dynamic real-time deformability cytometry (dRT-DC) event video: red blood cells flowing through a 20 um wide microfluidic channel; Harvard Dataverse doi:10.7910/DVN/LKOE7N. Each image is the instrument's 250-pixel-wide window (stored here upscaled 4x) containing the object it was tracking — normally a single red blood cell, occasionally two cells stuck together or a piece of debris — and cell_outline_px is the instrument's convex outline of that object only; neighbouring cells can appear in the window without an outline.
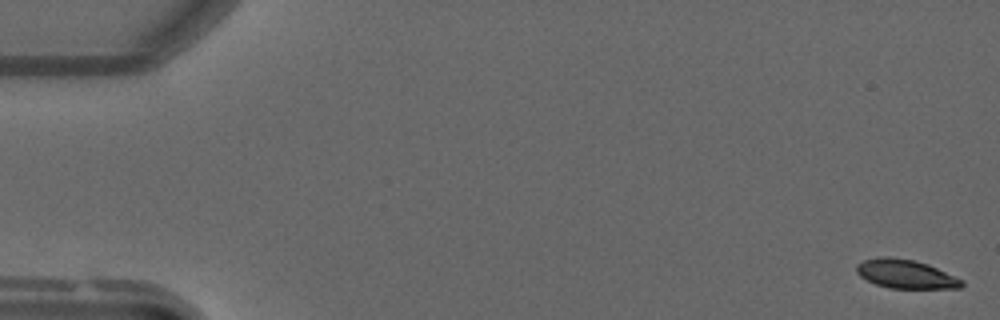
{"species": "common noctule bat (a hibernating species)", "species_latin": "Nyctalus noctula", "temperature_condition": "warm", "stored_images_in_passage": 51, "segment_of_instrument_passage": [1, 2], "camera_frame_rate_fps": 3000, "um_per_image_px": 0.085, "animal": {"sex": "male", "forearm_length_mm": 52.5}, "frame": {"image": 1, "passage_image": 1, "time_ms": 0.0, "image_size_px": [1000, 320], "cell_outline_px": [[964, 284], [960, 288], [888, 288], [876, 284], [860, 276], [856, 272], [856, 264], [864, 260], [876, 256], [888, 256], [916, 260], [928, 264], [964, 280]], "centroid_in_image_um": [76.97, 23.27], "position_along_channel_um": 8.0, "area_um2": 17.8}}
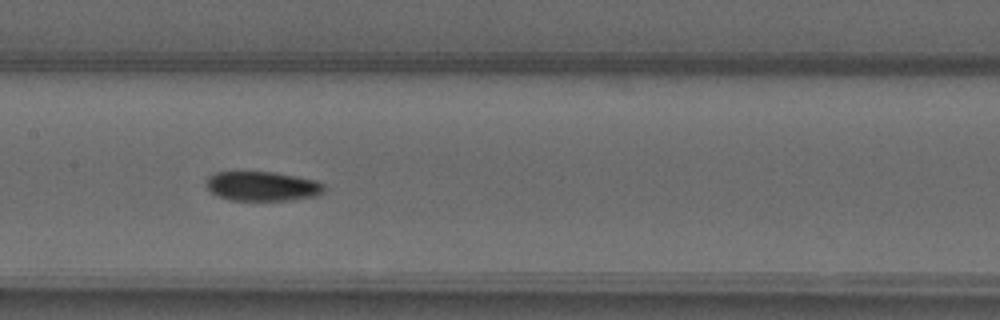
{"frame": {"image": 2, "passage_image": 25, "time_ms": 8.0, "image_size_px": [1000, 320], "cell_outline_px": [[324, 192], [316, 196], [292, 200], [232, 200], [216, 196], [204, 184], [204, 180], [208, 176], [216, 172], [276, 172], [316, 180], [324, 184]], "centroid_in_image_um": [22.28, 15.82], "position_along_channel_um": 185.1, "area_um2": 20.46}}
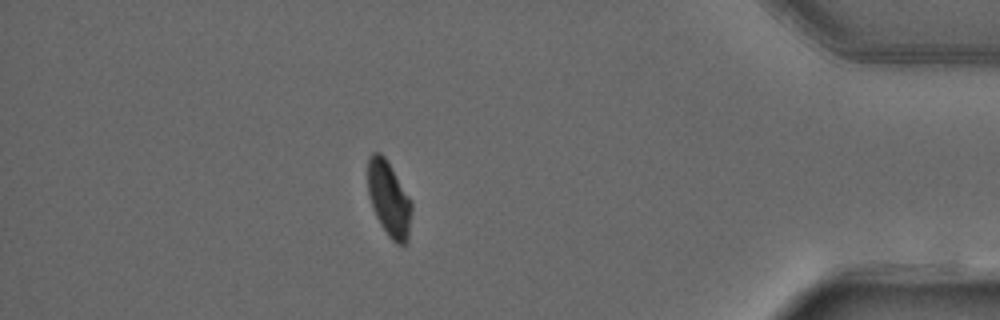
{"frame": {"image": 3, "passage_image": 44, "time_ms": 14.333, "image_size_px": [1000, 320], "cell_outline_px": [[412, 208], [408, 240], [404, 244], [396, 244], [388, 236], [380, 224], [372, 208], [368, 192], [368, 156], [372, 152], [380, 152], [384, 156], [412, 200]], "centroid_in_image_um": [33.06, 16.91], "position_along_channel_um": 402.1, "area_um2": 19.31}}